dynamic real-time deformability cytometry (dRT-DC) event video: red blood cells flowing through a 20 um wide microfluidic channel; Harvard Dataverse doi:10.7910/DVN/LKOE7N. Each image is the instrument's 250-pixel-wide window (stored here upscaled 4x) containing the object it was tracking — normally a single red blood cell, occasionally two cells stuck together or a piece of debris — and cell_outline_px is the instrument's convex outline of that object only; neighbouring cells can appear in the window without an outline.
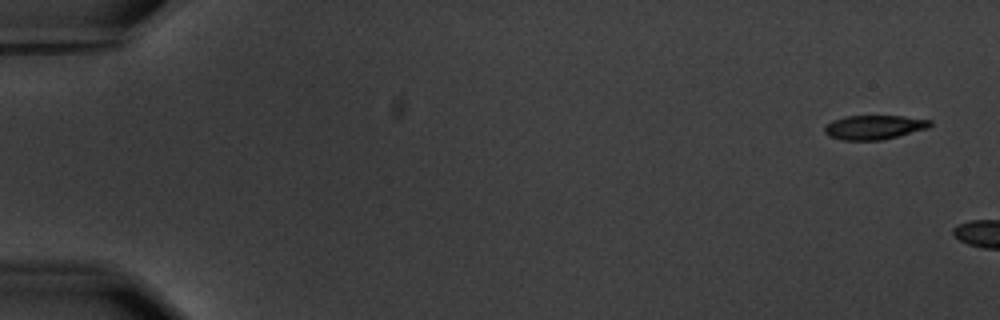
{"species": "common noctule bat (a hibernating species)", "species_latin": "Nyctalus noctula", "temperature_condition": "warm", "stored_images_in_passage": 4, "camera_frame_rate_fps": 3000, "um_per_image_px": 0.085, "animal": {"sex": "male", "body_mass_g": 20.1, "forearm_length_mm": 53.5}, "frame": {"image": 1, "passage_image": 1, "time_ms": 0.0, "image_size_px": [1000, 320], "cell_outline_px": [[932, 124], [928, 128], [880, 140], [844, 140], [828, 136], [824, 132], [824, 128], [832, 120], [844, 116], [904, 116], [932, 120]], "centroid_in_image_um": [74.29, 10.81], "position_along_channel_um": 10.7, "area_um2": 14.8}}